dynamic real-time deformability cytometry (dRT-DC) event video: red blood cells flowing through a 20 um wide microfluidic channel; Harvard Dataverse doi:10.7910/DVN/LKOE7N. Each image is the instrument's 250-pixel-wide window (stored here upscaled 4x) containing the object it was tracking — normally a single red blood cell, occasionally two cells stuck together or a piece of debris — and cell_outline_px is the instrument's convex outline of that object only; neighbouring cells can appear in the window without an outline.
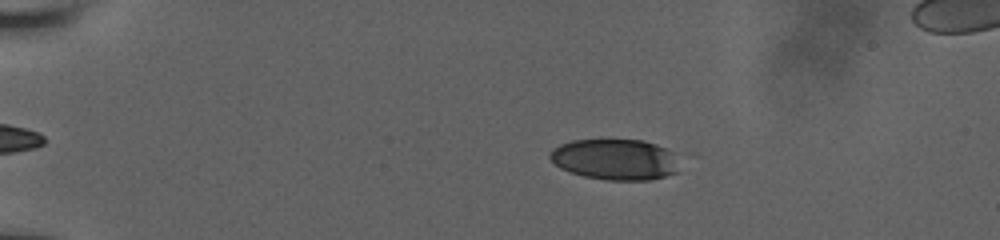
{"species": "human", "species_latin": "Homo sapiens", "temperature_condition": "room temperature", "stored_images_in_passage": 10, "camera_frame_rate_fps": 3000, "um_per_image_px": 0.085, "donor": {"sex": "male"}, "frame": {"image": 1, "passage_image": 4, "time_ms": 2.0, "image_size_px": [1000, 240], "cell_outline_px": [[680, 172], [648, 180], [604, 180], [584, 176], [568, 172], [560, 168], [548, 156], [552, 148], [560, 144], [572, 140], [644, 140], [656, 144], [672, 152]], "centroid_in_image_um": [52.26, 13.56], "position_along_channel_um": 32.7, "area_um2": 30.87}}
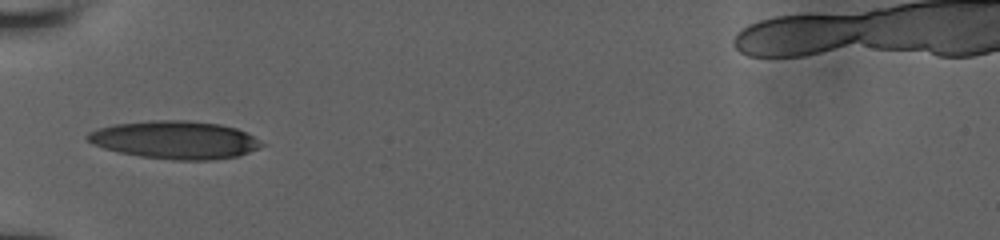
{"frame": {"image": 2, "passage_image": 9, "time_ms": 5.0, "image_size_px": [1000, 240], "cell_outline_px": [[268, 144], [260, 148], [236, 156], [208, 160], [176, 160], [140, 156], [120, 152], [104, 148], [92, 144], [84, 136], [88, 132], [100, 128], [116, 124], [152, 120], [184, 120], [220, 124], [236, 128]], "centroid_in_image_um": [14.89, 11.89], "position_along_channel_um": 70.1, "area_um2": 38.26}}